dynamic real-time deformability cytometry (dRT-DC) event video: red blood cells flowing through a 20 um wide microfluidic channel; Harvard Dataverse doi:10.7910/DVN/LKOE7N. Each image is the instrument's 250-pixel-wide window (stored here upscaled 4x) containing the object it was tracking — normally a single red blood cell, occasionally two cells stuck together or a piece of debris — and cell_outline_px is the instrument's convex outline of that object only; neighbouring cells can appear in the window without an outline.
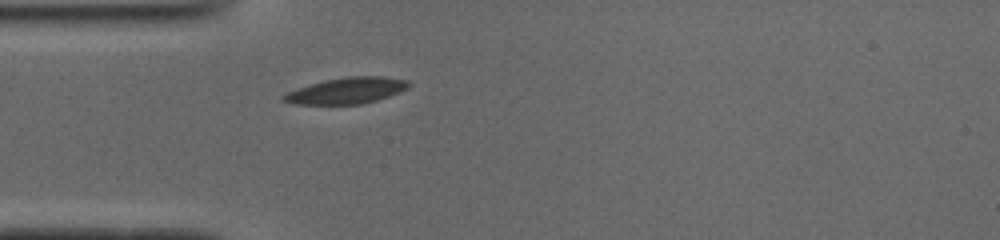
{"species": "common noctule bat (a hibernating species)", "species_latin": "Nyctalus noctula", "temperature_condition": "cold", "stored_images_in_passage": 34, "camera_frame_rate_fps": 3000, "um_per_image_px": 0.085, "animal": {"sex": "male", "body_mass_g": 19.0, "forearm_length_mm": 50.8}, "frame": {"image": 1, "passage_image": 1, "time_ms": 0.0, "image_size_px": [1000, 240], "cell_outline_px": [[412, 84], [408, 88], [400, 92], [376, 100], [360, 104], [292, 104], [280, 100], [280, 96], [288, 92], [324, 80], [348, 76], [384, 76], [408, 80]], "centroid_in_image_um": [29.48, 7.7], "position_along_channel_um": 55.5, "area_um2": 19.07}}
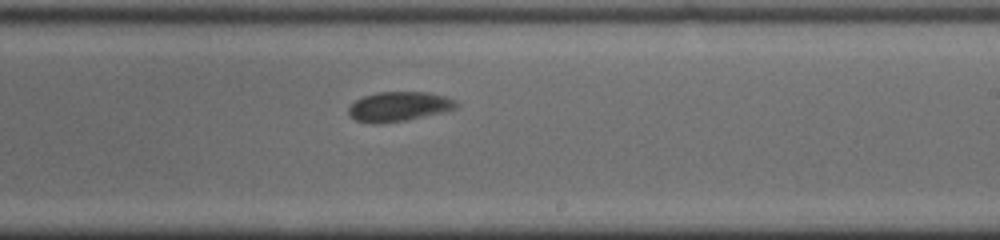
{"frame": {"image": 2, "passage_image": 17, "time_ms": 5.333, "image_size_px": [1000, 240], "cell_outline_px": [[460, 104], [456, 108], [448, 112], [404, 120], [380, 124], [376, 124], [356, 120], [348, 112], [348, 108], [356, 100], [364, 96], [376, 92], [428, 92], [444, 96], [456, 100]], "centroid_in_image_um": [33.96, 9.05], "position_along_channel_um": 255.0, "area_um2": 18.67}}
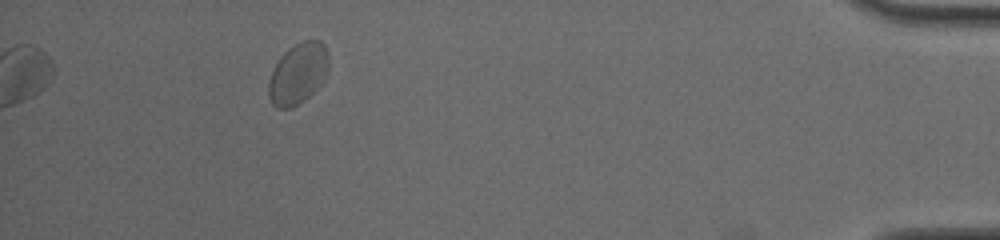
{"frame": {"image": 3, "passage_image": 34, "time_ms": 11.0, "image_size_px": [1000, 240], "cell_outline_px": [[328, 68], [320, 84], [304, 100], [292, 108], [276, 108], [272, 104], [268, 96], [268, 84], [272, 72], [280, 56], [288, 48], [304, 40], [320, 40], [324, 44], [328, 52]], "centroid_in_image_um": [25.32, 6.25], "position_along_channel_um": 409.9, "area_um2": 21.21}, "authors_computed_cell_mechanics": {"area_um2": 18.9584, "velocity_mm_per_s": 3.8137, "shape_relaxation_time_tau1_ms": 4.199, "shape_relaxation_time_tau2_ms": 1.5129, "deformation_change_tau1": 0.1139, "deformation_change_tau2": 0.0512}}